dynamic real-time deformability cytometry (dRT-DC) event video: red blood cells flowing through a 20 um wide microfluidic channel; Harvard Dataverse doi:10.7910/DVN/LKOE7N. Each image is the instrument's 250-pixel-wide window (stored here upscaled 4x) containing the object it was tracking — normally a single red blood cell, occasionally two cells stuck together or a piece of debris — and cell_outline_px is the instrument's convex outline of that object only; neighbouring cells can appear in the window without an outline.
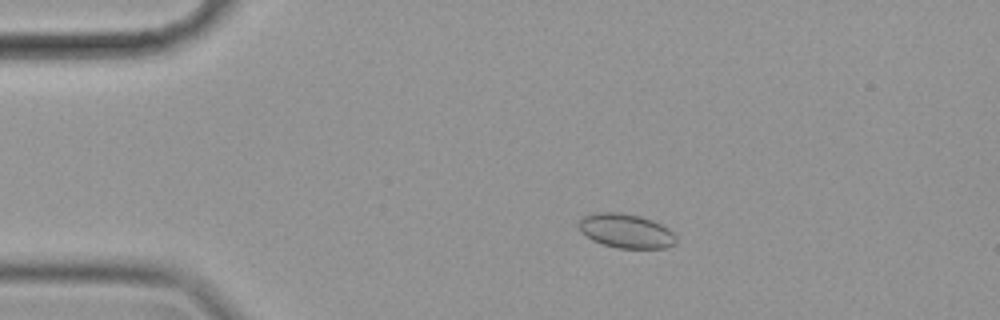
{"species": "common noctule bat (a hibernating species)", "species_latin": "Nyctalus noctula", "temperature_condition": "cold", "stored_images_in_passage": 51, "camera_frame_rate_fps": 3000, "um_per_image_px": 0.085, "animal": {"sex": "female", "body_mass_g": 19.9}, "frame": {"image": 1, "passage_image": 4, "time_ms": 1.0, "image_size_px": [1000, 320], "cell_outline_px": [[676, 244], [668, 248], [616, 248], [592, 240], [580, 232], [576, 224], [584, 216], [596, 212], [620, 212], [640, 216], [652, 220], [668, 228], [676, 236]], "centroid_in_image_um": [53.19, 19.63], "position_along_channel_um": 31.8, "area_um2": 19.59}}
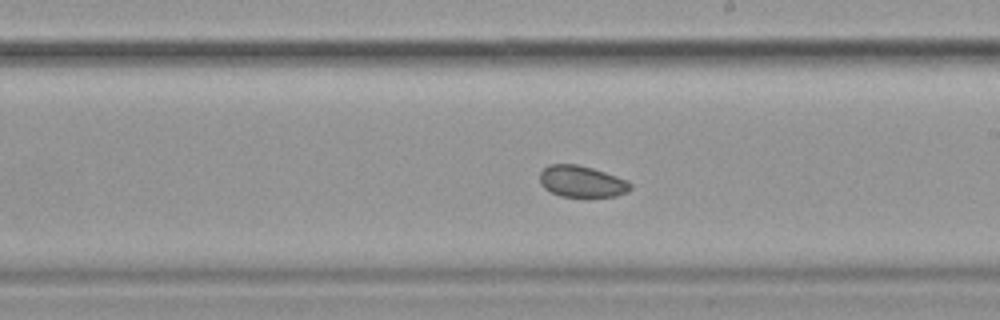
{"frame": {"image": 2, "passage_image": 26, "time_ms": 8.333, "image_size_px": [1000, 320], "cell_outline_px": [[632, 188], [628, 192], [616, 196], [560, 196], [544, 188], [540, 184], [540, 172], [548, 164], [576, 164], [592, 168], [628, 180], [632, 184]], "centroid_in_image_um": [49.45, 15.42], "position_along_channel_um": 239.5, "area_um2": 16.59}}
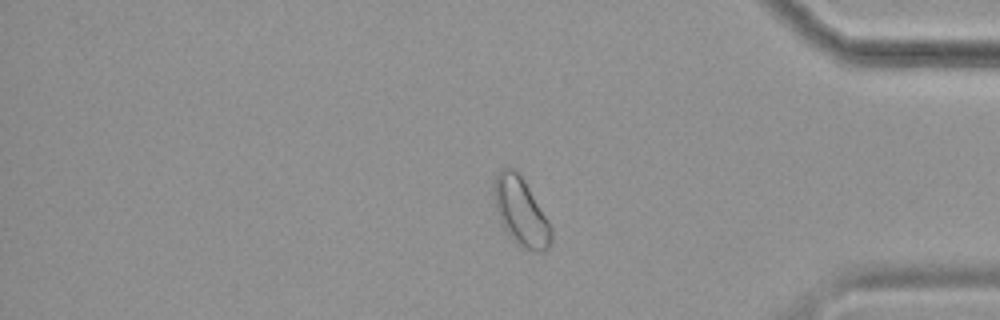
{"frame": {"image": 3, "passage_image": 41, "time_ms": 13.333, "image_size_px": [1000, 320], "cell_outline_px": [[552, 244], [548, 248], [540, 252], [532, 252], [516, 244], [508, 236], [500, 220], [492, 196], [492, 184], [500, 168], [512, 168], [524, 180], [548, 220], [552, 228]], "centroid_in_image_um": [44.26, 18.02], "position_along_channel_um": 390.9, "area_um2": 22.89}, "authors_computed_cell_mechanics": {"area_um2": 18.4382, "velocity_mm_per_s": 3.4712, "shape_relaxation_time_tau1_ms": null, "shape_relaxation_time_tau2_ms": 2.1322, "deformation_change_tau1": null, "deformation_change_tau2": 0.0385}}